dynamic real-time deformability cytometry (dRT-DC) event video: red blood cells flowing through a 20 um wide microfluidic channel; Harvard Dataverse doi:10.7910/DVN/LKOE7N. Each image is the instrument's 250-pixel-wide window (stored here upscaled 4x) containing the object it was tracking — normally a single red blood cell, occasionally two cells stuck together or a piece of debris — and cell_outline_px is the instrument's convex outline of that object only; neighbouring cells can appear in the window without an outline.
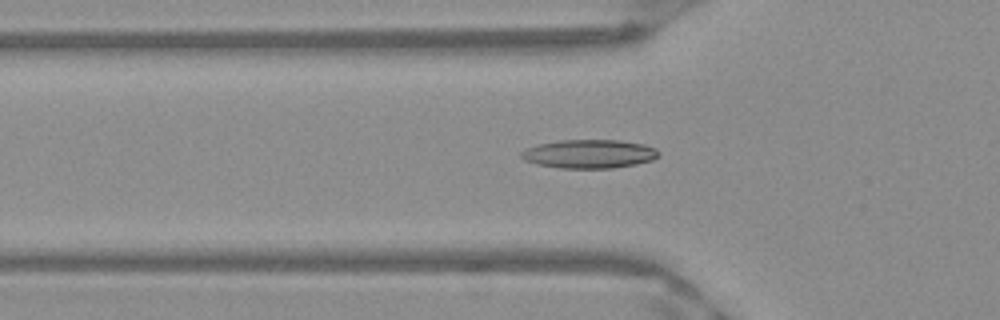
{"species": "Egyptian fruit bat (a non-hibernating species)", "species_latin": "Rousettus aegyptiacus", "temperature_condition": "warm", "stored_images_in_passage": 42, "camera_frame_rate_fps": 3000, "um_per_image_px": 0.085, "frame": {"image": 1, "passage_image": 8, "time_ms": 2.333, "image_size_px": [1000, 320], "cell_outline_px": [[660, 152], [652, 160], [636, 164], [612, 168], [560, 168], [540, 164], [524, 160], [520, 156], [520, 152], [524, 148], [540, 144], [560, 140], [620, 140], [644, 144], [656, 148]], "centroid_in_image_um": [50.08, 13.07], "position_along_channel_um": 75.7, "area_um2": 22.89}}
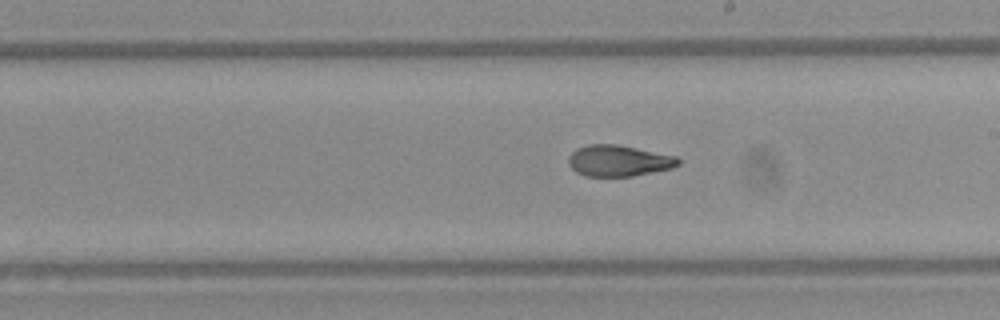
{"frame": {"image": 2, "passage_image": 20, "time_ms": 6.333, "image_size_px": [1000, 320], "cell_outline_px": [[680, 164], [672, 168], [632, 176], [584, 176], [576, 172], [568, 164], [568, 156], [576, 148], [588, 144], [616, 144], [676, 156], [680, 160]], "centroid_in_image_um": [52.55, 13.66], "position_along_channel_um": 236.4, "area_um2": 19.94}}
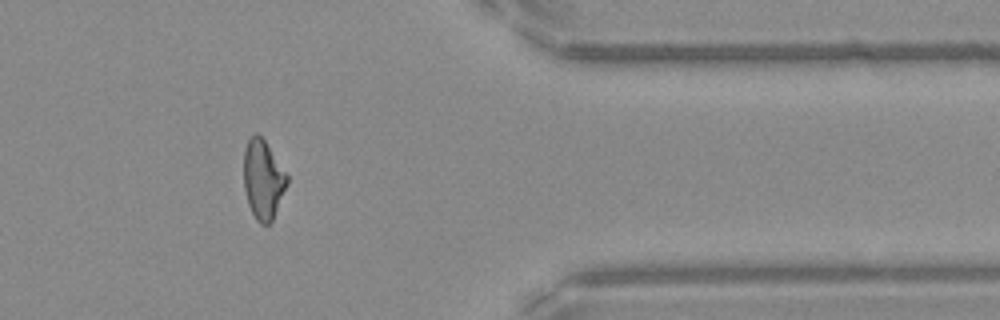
{"frame": {"image": 3, "passage_image": 33, "time_ms": 10.667, "image_size_px": [1000, 320], "cell_outline_px": [[288, 184], [272, 220], [268, 224], [260, 224], [256, 220], [248, 204], [244, 188], [244, 148], [248, 140], [256, 132], [264, 140], [288, 176]], "centroid_in_image_um": [22.35, 15.27], "position_along_channel_um": 389.0, "area_um2": 19.77}, "authors_computed_cell_mechanics": {"area_um2": 20.4034, "velocity_mm_per_s": 3.9828, "shape_relaxation_time_tau1_ms": null, "shape_relaxation_time_tau2_ms": 2.8165, "deformation_change_tau1": null, "deformation_change_tau2": 0.1073}}